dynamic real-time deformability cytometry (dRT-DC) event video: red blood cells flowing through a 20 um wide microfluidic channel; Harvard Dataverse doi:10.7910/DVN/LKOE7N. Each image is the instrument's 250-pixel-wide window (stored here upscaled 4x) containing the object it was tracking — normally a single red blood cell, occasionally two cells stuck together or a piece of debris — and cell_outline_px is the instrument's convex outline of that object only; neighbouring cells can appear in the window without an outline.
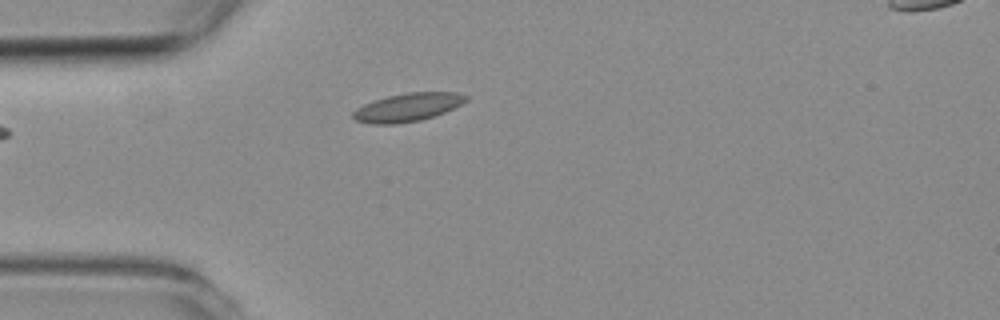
{"species": "common noctule bat (a hibernating species)", "species_latin": "Nyctalus noctula", "temperature_condition": "room temperature", "stored_images_in_passage": 3, "camera_frame_rate_fps": 3000, "um_per_image_px": 0.085, "animal": {"sex": "female", "body_mass_g": 19.3, "forearm_length_mm": 54.1}, "frame": {"image": 1, "passage_image": 3, "time_ms": 2.333, "image_size_px": [1000, 320], "cell_outline_px": [[468, 100], [444, 112], [420, 120], [396, 124], [372, 124], [356, 120], [352, 116], [352, 112], [356, 108], [364, 104], [388, 96], [408, 92], [456, 92], [468, 96]], "centroid_in_image_um": [34.64, 9.12], "position_along_channel_um": 50.4, "area_um2": 18.38}}